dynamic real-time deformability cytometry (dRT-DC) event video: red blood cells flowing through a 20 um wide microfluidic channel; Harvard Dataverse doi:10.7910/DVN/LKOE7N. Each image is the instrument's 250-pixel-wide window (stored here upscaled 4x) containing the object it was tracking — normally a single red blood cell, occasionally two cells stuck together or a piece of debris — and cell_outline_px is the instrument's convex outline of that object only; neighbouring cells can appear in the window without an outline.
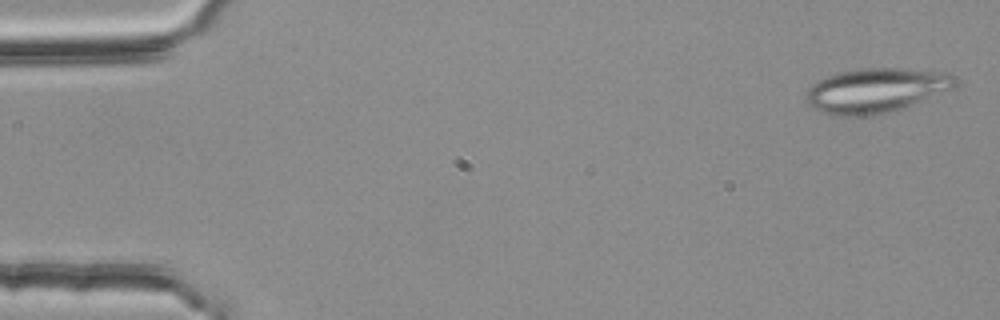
{"species": "common noctule bat (a hibernating species)", "species_latin": "Nyctalus noctula", "temperature_condition": "room temperature", "stored_images_in_passage": 54, "segment_of_instrument_passage": [1, 2], "camera_frame_rate_fps": 3000, "um_per_image_px": 0.085, "animal": {"sex": "female", "body_mass_g": 25.1}, "frame": {"image": 1, "passage_image": 2, "time_ms": 0.333, "image_size_px": [1000, 320], "cell_outline_px": [[956, 88], [912, 104], [888, 112], [868, 116], [832, 116], [808, 104], [808, 88], [812, 84], [828, 76], [840, 72], [864, 68], [904, 68], [944, 72], [952, 76], [956, 84]], "centroid_in_image_um": [74.47, 7.68], "position_along_channel_um": 10.5, "area_um2": 38.21}}